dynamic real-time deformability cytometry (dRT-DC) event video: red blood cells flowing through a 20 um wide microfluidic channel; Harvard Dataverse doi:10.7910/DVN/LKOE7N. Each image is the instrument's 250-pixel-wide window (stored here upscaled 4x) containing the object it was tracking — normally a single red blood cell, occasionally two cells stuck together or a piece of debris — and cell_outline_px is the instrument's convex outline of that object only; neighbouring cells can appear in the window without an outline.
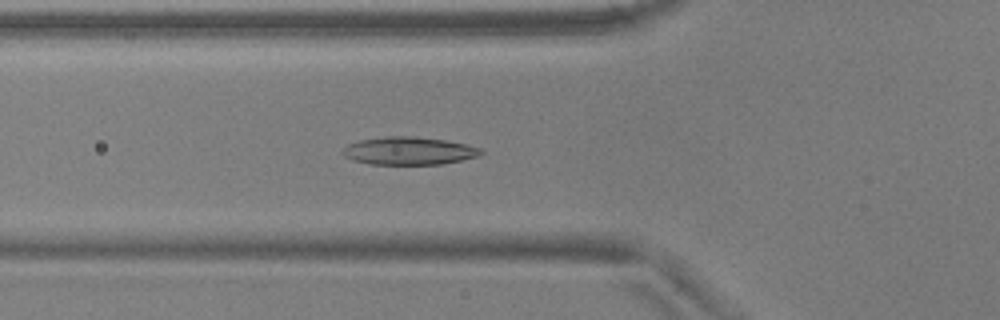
{"species": "common noctule bat (a hibernating species)", "species_latin": "Nyctalus noctula", "temperature_condition": "warm", "stored_images_in_passage": 55, "camera_frame_rate_fps": 3000, "um_per_image_px": 0.085, "animal": {"sex": "male", "body_mass_g": 17.9, "forearm_length_mm": 54.2}, "frame": {"image": 1, "passage_image": 20, "time_ms": 6.333, "image_size_px": [1000, 320], "cell_outline_px": [[484, 152], [480, 156], [440, 164], [368, 164], [352, 160], [344, 156], [340, 152], [348, 144], [360, 140], [384, 136], [412, 136], [444, 140], [464, 144], [480, 148]], "centroid_in_image_um": [34.71, 12.82], "position_along_channel_um": 91.1, "area_um2": 22.37}}
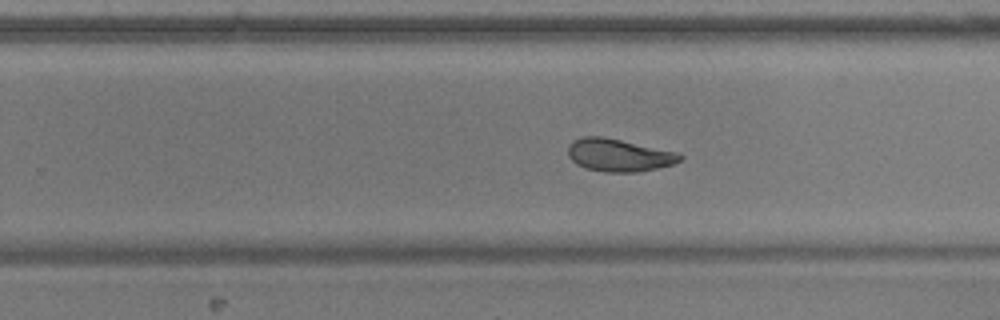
{"frame": {"image": 2, "passage_image": 35, "time_ms": 11.333, "image_size_px": [1000, 320], "cell_outline_px": [[684, 156], [680, 160], [672, 164], [656, 168], [636, 172], [604, 172], [588, 168], [576, 164], [568, 156], [568, 144], [584, 136], [600, 136], [620, 140], [676, 152]], "centroid_in_image_um": [52.57, 13.19], "position_along_channel_um": 277.2, "area_um2": 20.92}}
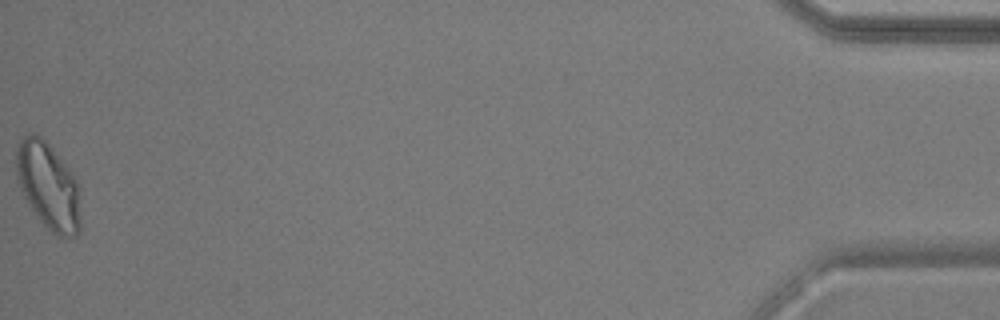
{"frame": {"image": 3, "passage_image": 55, "time_ms": 18.0, "image_size_px": [1000, 320], "cell_outline_px": [[80, 228], [76, 236], [56, 236], [40, 220], [28, 204], [16, 180], [16, 148], [20, 140], [28, 132], [32, 132], [40, 136], [52, 148], [72, 172], [76, 180], [80, 216]], "centroid_in_image_um": [4.07, 15.78], "position_along_channel_um": 431.1, "area_um2": 32.37}, "authors_computed_cell_mechanics": {"area_um2": 22.7732, "velocity_mm_per_s": 3.7149, "shape_relaxation_time_tau1_ms": 4.8049, "shape_relaxation_time_tau2_ms": 2.6741, "deformation_change_tau1": 0.151, "deformation_change_tau2": 0.0743}}